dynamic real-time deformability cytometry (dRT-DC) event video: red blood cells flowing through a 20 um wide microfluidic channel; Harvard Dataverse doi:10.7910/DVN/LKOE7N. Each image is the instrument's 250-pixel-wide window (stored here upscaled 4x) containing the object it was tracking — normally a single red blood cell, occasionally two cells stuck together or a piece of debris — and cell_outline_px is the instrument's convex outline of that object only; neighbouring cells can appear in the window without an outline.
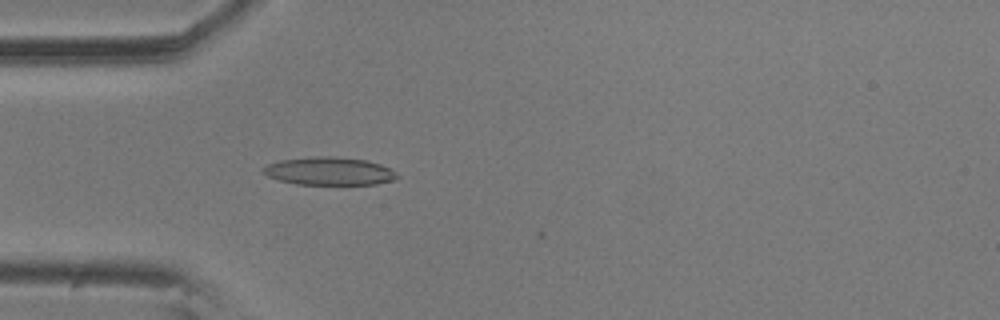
{"species": "common noctule bat (a hibernating species)", "species_latin": "Nyctalus noctula", "temperature_condition": "room temperature", "stored_images_in_passage": 11, "camera_frame_rate_fps": 3000, "um_per_image_px": 0.085, "animal": {"sex": "male", "body_mass_g": 20.5, "forearm_length_mm": 52.5}, "frame": {"image": 1, "passage_image": 7, "time_ms": 2.0, "image_size_px": [1000, 320], "cell_outline_px": [[400, 176], [396, 180], [376, 184], [296, 184], [280, 180], [268, 176], [260, 172], [260, 168], [268, 164], [280, 160], [316, 156], [332, 156], [368, 160], [380, 164], [396, 172]], "centroid_in_image_um": [27.98, 14.54], "position_along_channel_um": 57.0, "area_um2": 21.96}}
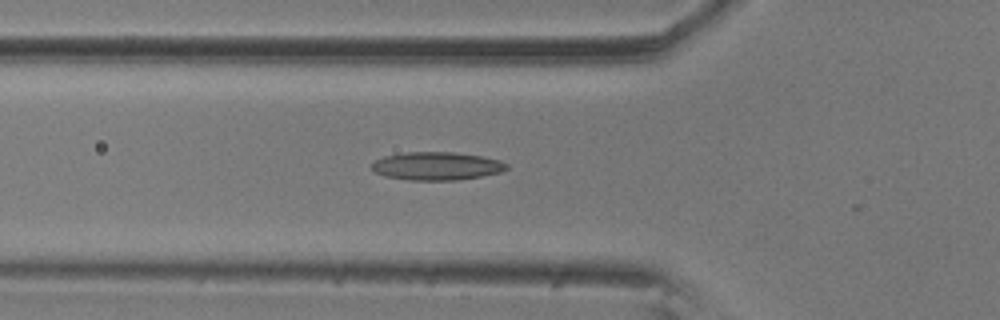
{"frame": {"image": 2, "passage_image": 10, "time_ms": 3.0, "image_size_px": [1000, 320], "cell_outline_px": [[508, 168], [500, 172], [460, 180], [408, 180], [384, 176], [376, 172], [372, 168], [372, 164], [376, 160], [384, 156], [408, 152], [452, 152], [480, 156], [500, 160], [508, 164]], "centroid_in_image_um": [37.12, 14.12], "position_along_channel_um": 88.7, "area_um2": 21.96}}